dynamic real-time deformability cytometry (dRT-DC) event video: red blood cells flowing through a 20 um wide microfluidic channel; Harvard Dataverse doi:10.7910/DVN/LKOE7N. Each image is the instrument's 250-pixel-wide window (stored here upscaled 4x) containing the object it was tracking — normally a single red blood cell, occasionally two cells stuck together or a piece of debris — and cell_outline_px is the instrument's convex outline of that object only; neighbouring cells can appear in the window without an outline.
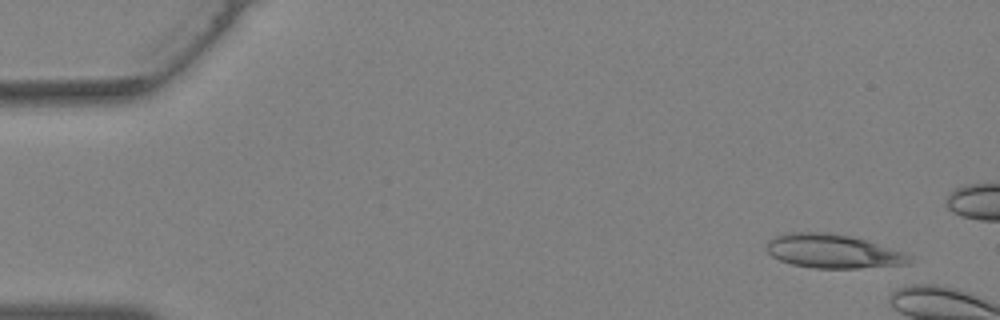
{"species": "Egyptian fruit bat (a non-hibernating species)", "species_latin": "Rousettus aegyptiacus", "temperature_condition": "warm", "stored_images_in_passage": 6, "camera_frame_rate_fps": 3000, "um_per_image_px": 0.085, "animal": {"sex": "female"}, "frame": {"image": 1, "passage_image": 2, "time_ms": 0.333, "image_size_px": [1000, 320], "cell_outline_px": [[916, 260], [912, 264], [860, 268], [812, 268], [792, 264], [780, 260], [772, 256], [768, 252], [764, 244], [768, 240], [776, 236], [792, 232], [828, 232], [852, 236], [868, 240], [908, 252]], "centroid_in_image_um": [70.9, 21.35], "position_along_channel_um": 14.1, "area_um2": 28.9}}